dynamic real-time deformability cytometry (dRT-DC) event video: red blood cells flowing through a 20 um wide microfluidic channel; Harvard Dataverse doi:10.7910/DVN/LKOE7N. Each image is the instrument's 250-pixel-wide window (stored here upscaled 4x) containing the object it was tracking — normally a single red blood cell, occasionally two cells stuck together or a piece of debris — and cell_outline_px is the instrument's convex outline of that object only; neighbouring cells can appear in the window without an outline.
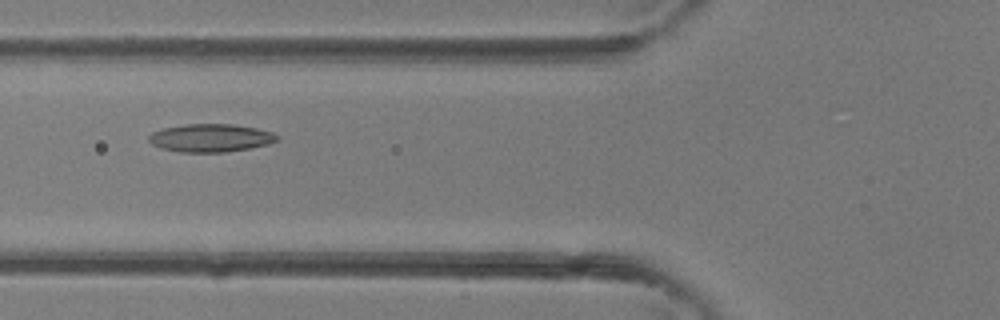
{"species": "common noctule bat (a hibernating species)", "species_latin": "Nyctalus noctula", "temperature_condition": "room temperature", "stored_images_in_passage": 5, "camera_frame_rate_fps": 3000, "um_per_image_px": 0.085, "animal": {"sex": "female"}, "frame": {"image": 1, "passage_image": 5, "time_ms": 1.333, "image_size_px": [1000, 320], "cell_outline_px": [[280, 140], [268, 144], [248, 148], [224, 152], [180, 152], [160, 148], [152, 144], [148, 140], [148, 136], [152, 132], [164, 128], [188, 124], [232, 124], [256, 128], [272, 132], [280, 136]], "centroid_in_image_um": [17.91, 11.72], "position_along_channel_um": 107.9, "area_um2": 20.92}}